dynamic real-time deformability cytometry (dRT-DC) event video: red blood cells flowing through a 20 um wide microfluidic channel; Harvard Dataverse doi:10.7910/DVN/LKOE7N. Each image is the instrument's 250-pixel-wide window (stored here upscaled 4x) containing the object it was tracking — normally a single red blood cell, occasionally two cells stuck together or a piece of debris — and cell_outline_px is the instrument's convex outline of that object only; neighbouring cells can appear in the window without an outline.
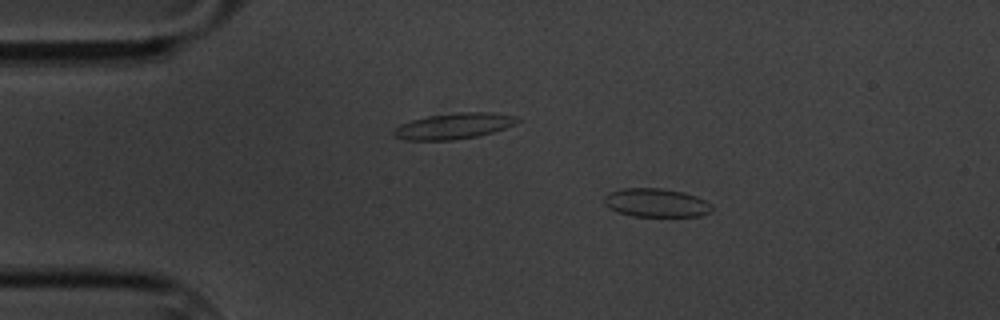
{"species": "common noctule bat (a hibernating species)", "species_latin": "Nyctalus noctula", "temperature_condition": "cold", "stored_images_in_passage": 59, "camera_frame_rate_fps": 3000, "um_per_image_px": 0.085, "animal": {"sex": "male", "body_mass_g": 20.1, "forearm_length_mm": 53.5}, "frame": {"image": 1, "passage_image": 10, "time_ms": 3.0, "image_size_px": [1000, 320], "cell_outline_px": [[712, 212], [700, 216], [636, 216], [620, 212], [608, 208], [604, 204], [604, 196], [608, 192], [620, 188], [660, 188], [684, 192], [696, 196], [712, 204]], "centroid_in_image_um": [55.77, 17.22], "position_along_channel_um": 29.2, "area_um2": 18.03}}
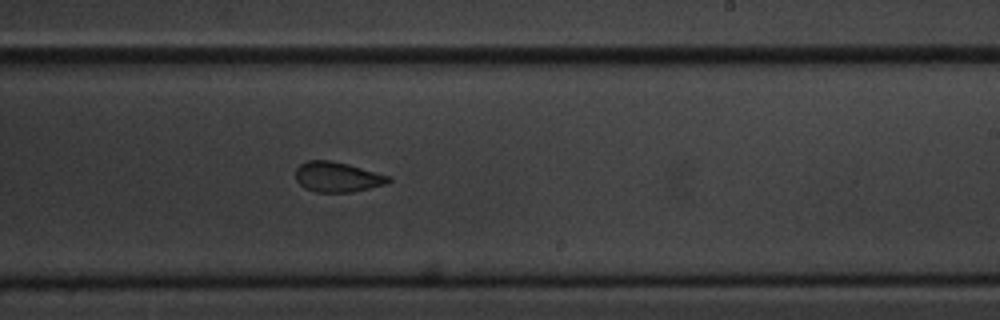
{"frame": {"image": 2, "passage_image": 35, "time_ms": 11.333, "image_size_px": [1000, 320], "cell_outline_px": [[392, 180], [388, 184], [352, 192], [316, 192], [304, 188], [296, 180], [296, 168], [300, 164], [308, 160], [332, 160], [348, 164], [388, 176]], "centroid_in_image_um": [28.66, 15.04], "position_along_channel_um": 260.3, "area_um2": 16.3}}
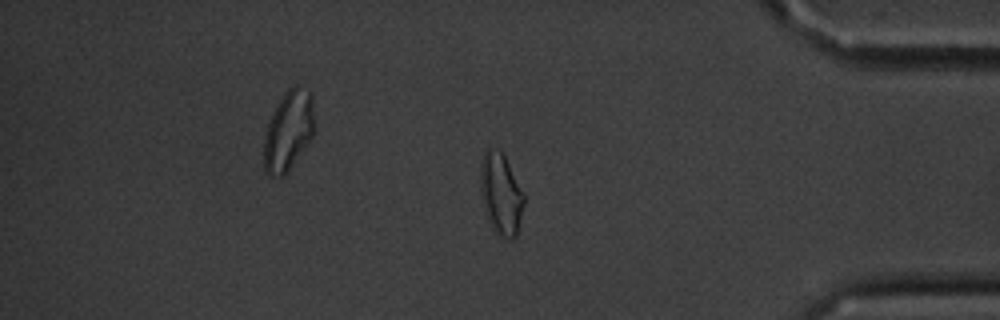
{"frame": {"image": 3, "passage_image": 49, "time_ms": 16.0, "image_size_px": [1000, 320], "cell_outline_px": [[524, 204], [516, 236], [512, 240], [508, 240], [496, 236], [492, 228], [484, 208], [480, 192], [480, 164], [484, 152], [488, 148], [504, 152], [524, 192]], "centroid_in_image_um": [42.58, 16.49], "position_along_channel_um": 392.6, "area_um2": 21.15}, "authors_computed_cell_mechanics": {"area_um2": 17.629, "velocity_mm_per_s": 3.377, "shape_relaxation_time_tau1_ms": 9.2242, "shape_relaxation_time_tau2_ms": 1.4589, "deformation_change_tau1": 0.1333, "deformation_change_tau2": 0.0607}}